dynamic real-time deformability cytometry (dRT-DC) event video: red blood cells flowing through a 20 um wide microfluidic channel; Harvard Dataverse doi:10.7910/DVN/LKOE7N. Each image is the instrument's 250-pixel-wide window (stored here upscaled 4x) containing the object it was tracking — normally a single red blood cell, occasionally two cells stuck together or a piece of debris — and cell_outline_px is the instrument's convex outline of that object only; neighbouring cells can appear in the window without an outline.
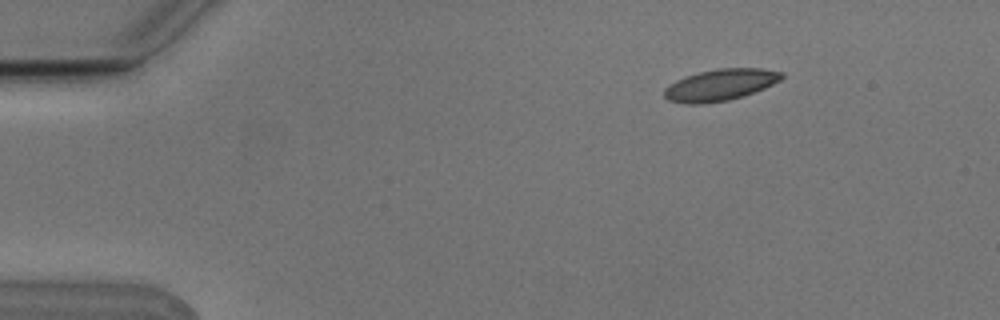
{"species": "Egyptian fruit bat (a non-hibernating species)", "species_latin": "Rousettus aegyptiacus", "temperature_condition": "cold", "stored_images_in_passage": 3, "camera_frame_rate_fps": 3000, "um_per_image_px": 0.085, "animal": {"sex": "male"}, "frame": {"image": 1, "passage_image": 1, "time_ms": 0.0, "image_size_px": [1000, 320], "cell_outline_px": [[784, 76], [780, 80], [764, 88], [744, 96], [728, 100], [704, 104], [684, 104], [668, 100], [664, 96], [664, 88], [676, 80], [684, 76], [716, 68], [764, 68], [784, 72]], "centroid_in_image_um": [61.22, 7.21], "position_along_channel_um": 23.8, "area_um2": 21.79}}